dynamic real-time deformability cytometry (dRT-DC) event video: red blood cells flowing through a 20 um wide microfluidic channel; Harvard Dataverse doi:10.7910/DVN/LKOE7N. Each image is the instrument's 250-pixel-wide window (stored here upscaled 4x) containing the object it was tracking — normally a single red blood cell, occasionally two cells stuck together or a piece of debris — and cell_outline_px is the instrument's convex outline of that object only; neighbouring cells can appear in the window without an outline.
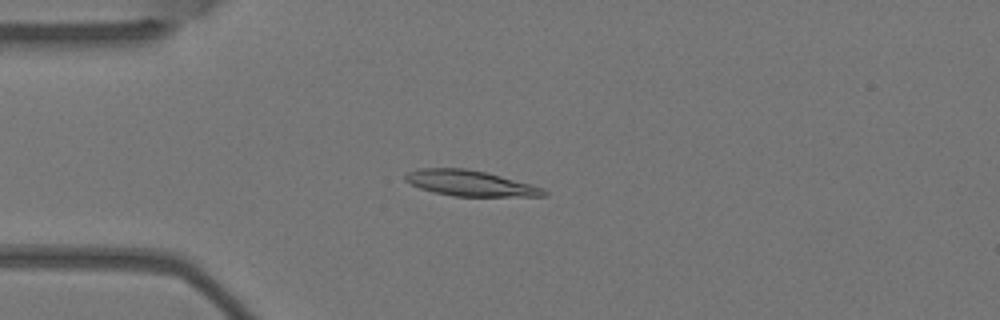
{"species": "Egyptian fruit bat (a non-hibernating species)", "species_latin": "Rousettus aegyptiacus", "temperature_condition": "warm", "stored_images_in_passage": 6, "camera_frame_rate_fps": 3000, "um_per_image_px": 0.085, "animal": {"sex": "female"}, "frame": {"image": 1, "passage_image": 4, "time_ms": 1.0, "image_size_px": [1000, 320], "cell_outline_px": [[548, 196], [452, 196], [432, 192], [420, 188], [404, 180], [404, 176], [408, 172], [420, 168], [464, 168], [484, 172], [532, 184], [544, 188], [548, 192]], "centroid_in_image_um": [39.97, 15.58], "position_along_channel_um": 45.0, "area_um2": 20.63}}
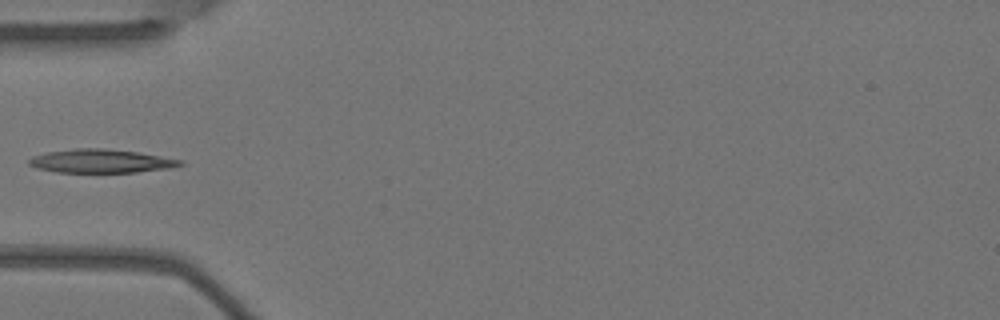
{"frame": {"image": 2, "passage_image": 5, "time_ms": 1.333, "image_size_px": [1000, 320], "cell_outline_px": [[184, 164], [172, 168], [136, 172], [56, 172], [36, 168], [28, 164], [28, 160], [32, 156], [48, 152], [76, 148], [104, 148], [136, 152], [184, 160]], "centroid_in_image_um": [8.59, 13.69], "position_along_channel_um": 76.4, "area_um2": 20.75}}
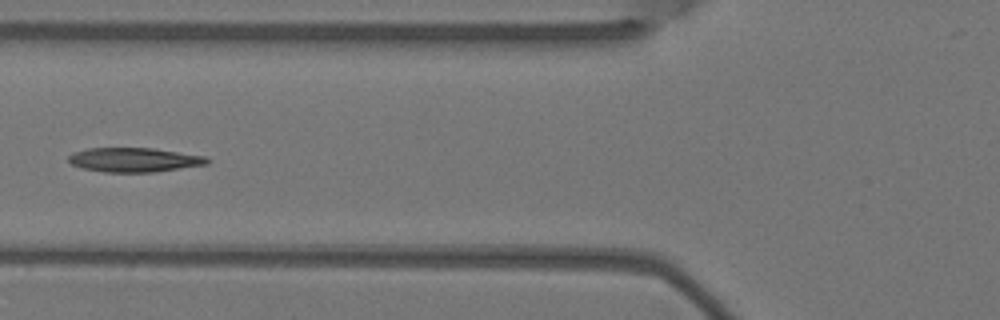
{"frame": {"image": 3, "passage_image": 6, "time_ms": 1.667, "image_size_px": [1000, 320], "cell_outline_px": [[212, 160], [208, 164], [156, 172], [104, 172], [84, 168], [72, 164], [68, 160], [68, 156], [72, 152], [88, 148], [152, 148], [204, 156]], "centroid_in_image_um": [11.41, 13.58], "position_along_channel_um": 114.4, "area_um2": 19.59}}